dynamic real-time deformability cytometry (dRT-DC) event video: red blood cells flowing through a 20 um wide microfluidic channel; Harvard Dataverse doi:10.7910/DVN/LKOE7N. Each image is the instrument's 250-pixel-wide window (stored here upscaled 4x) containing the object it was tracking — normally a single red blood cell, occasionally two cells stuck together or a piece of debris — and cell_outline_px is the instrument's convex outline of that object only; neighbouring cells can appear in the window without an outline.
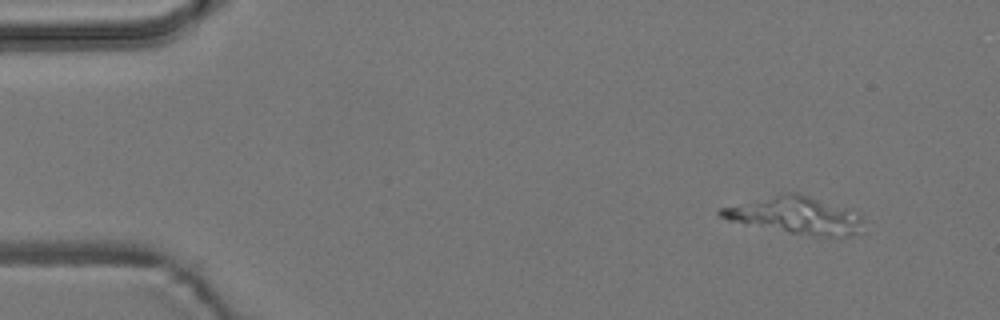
{"species": "common noctule bat (a hibernating species)", "species_latin": "Nyctalus noctula", "temperature_condition": "room temperature", "stored_images_in_passage": 4, "camera_frame_rate_fps": 3000, "um_per_image_px": 0.085, "animal": {"sex": "male", "body_mass_g": 19.2, "forearm_length_mm": 51.8}, "frame": {"image": 1, "passage_image": 1, "time_ms": 0.0, "image_size_px": [1000, 320], "cell_outline_px": [[864, 232], [852, 236], [812, 236], [788, 232], [744, 224], [728, 220], [720, 216], [716, 212], [720, 208], [784, 192], [796, 192], [848, 208], [860, 212], [864, 220]], "centroid_in_image_um": [67.71, 18.31], "position_along_channel_um": 17.3, "area_um2": 31.21}}
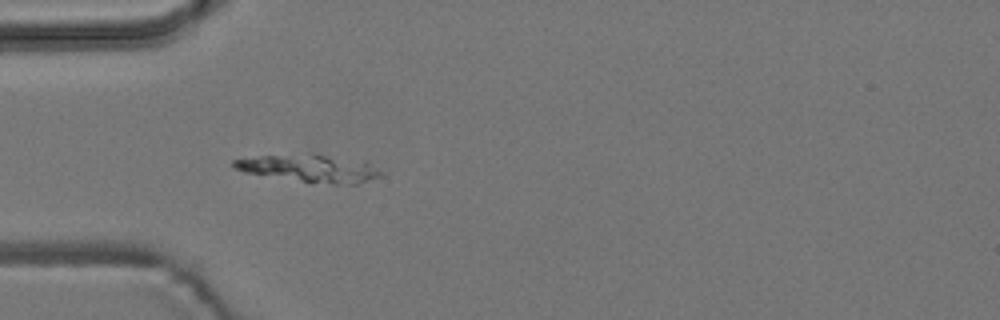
{"frame": {"image": 2, "passage_image": 4, "time_ms": 3.667, "image_size_px": [1000, 320], "cell_outline_px": [[388, 172], [380, 176], [356, 184], [332, 184], [244, 172], [232, 168], [232, 160], [260, 156], [308, 152], [316, 152], [368, 164]], "centroid_in_image_um": [26.33, 14.28], "position_along_channel_um": 58.7, "area_um2": 23.29}}